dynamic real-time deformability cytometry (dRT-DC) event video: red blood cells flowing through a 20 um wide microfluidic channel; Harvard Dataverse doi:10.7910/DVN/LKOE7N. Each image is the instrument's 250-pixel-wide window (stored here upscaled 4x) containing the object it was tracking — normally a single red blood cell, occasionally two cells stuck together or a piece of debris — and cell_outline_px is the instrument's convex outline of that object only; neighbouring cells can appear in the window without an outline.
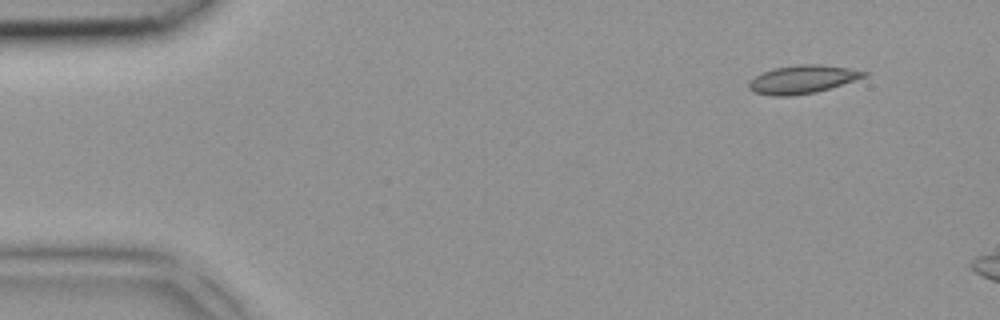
{"species": "common noctule bat (a hibernating species)", "species_latin": "Nyctalus noctula", "temperature_condition": "room temperature", "stored_images_in_passage": 3, "camera_frame_rate_fps": 3000, "um_per_image_px": 0.085, "animal": {"sex": "female", "body_mass_g": 18.4}, "frame": {"image": 1, "passage_image": 1, "time_ms": 0.0, "image_size_px": [1000, 320], "cell_outline_px": [[868, 76], [816, 92], [792, 96], [772, 96], [752, 92], [748, 88], [748, 80], [772, 68], [800, 64], [820, 64], [848, 68], [868, 72]], "centroid_in_image_um": [68.17, 6.75], "position_along_channel_um": 16.8, "area_um2": 19.02}}